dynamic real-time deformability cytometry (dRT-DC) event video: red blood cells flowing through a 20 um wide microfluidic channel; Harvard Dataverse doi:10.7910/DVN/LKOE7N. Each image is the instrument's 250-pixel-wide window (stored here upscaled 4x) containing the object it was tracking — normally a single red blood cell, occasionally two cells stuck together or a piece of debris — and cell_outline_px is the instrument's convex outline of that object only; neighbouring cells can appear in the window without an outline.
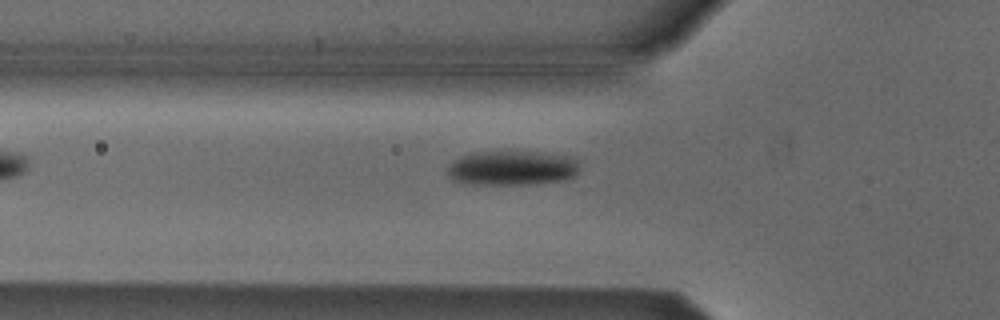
{"species": "Egyptian fruit bat (a non-hibernating species)", "species_latin": "Rousettus aegyptiacus", "temperature_condition": "cold", "stored_images_in_passage": 36, "camera_frame_rate_fps": 3000, "um_per_image_px": 0.085, "animal": {"sex": "male"}, "frame": {"image": 1, "passage_image": 3, "time_ms": 0.667, "image_size_px": [1000, 320], "cell_outline_px": [[580, 168], [572, 176], [564, 180], [528, 184], [472, 184], [452, 180], [448, 176], [448, 164], [460, 156], [476, 152], [532, 152], [568, 156], [580, 160]], "centroid_in_image_um": [43.51, 14.28], "position_along_channel_um": 82.3, "area_um2": 26.53}}
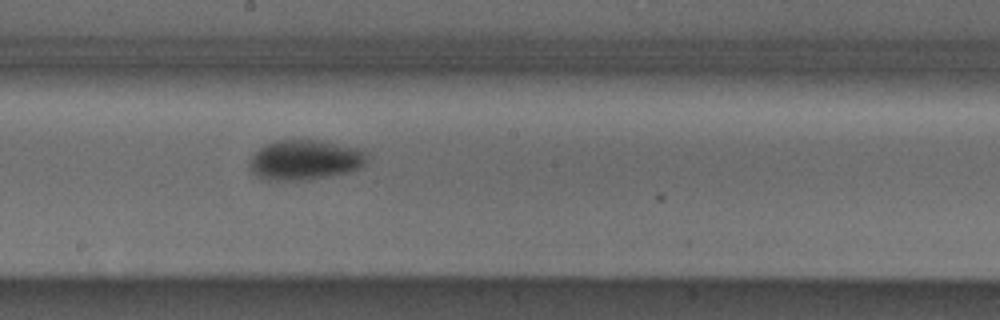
{"frame": {"image": 2, "passage_image": 14, "time_ms": 4.333, "image_size_px": [1000, 320], "cell_outline_px": [[368, 160], [360, 168], [348, 172], [332, 176], [308, 180], [260, 180], [248, 168], [248, 160], [260, 148], [276, 140], [320, 140], [360, 148], [364, 152]], "centroid_in_image_um": [25.9, 13.61], "position_along_channel_um": 222.3, "area_um2": 27.74}}
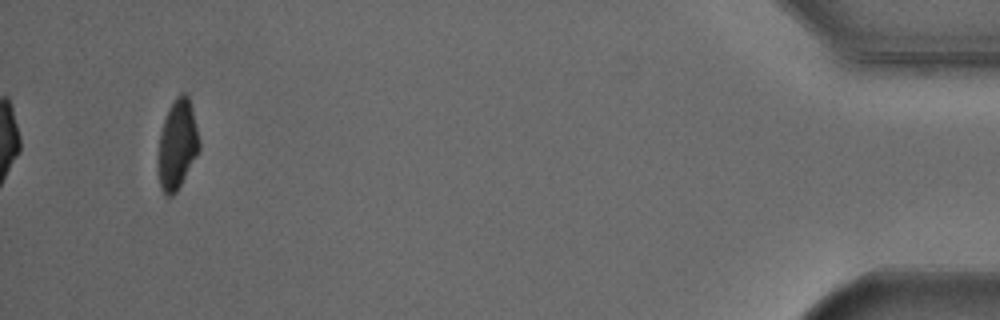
{"frame": {"image": 3, "passage_image": 36, "time_ms": 11.667, "image_size_px": [1000, 320], "cell_outline_px": [[200, 148], [176, 192], [172, 196], [164, 196], [160, 188], [160, 132], [168, 108], [176, 96], [184, 92], [188, 96], [200, 144]], "centroid_in_image_um": [15.07, 12.28], "position_along_channel_um": 420.1, "area_um2": 20.58}, "authors_computed_cell_mechanics": {"area_um2": 26.5013, "velocity_mm_per_s": 3.8163, "shape_relaxation_time_tau1_ms": 3.4004, "shape_relaxation_time_tau2_ms": null, "deformation_change_tau1": 0.1318, "deformation_change_tau2": null}}